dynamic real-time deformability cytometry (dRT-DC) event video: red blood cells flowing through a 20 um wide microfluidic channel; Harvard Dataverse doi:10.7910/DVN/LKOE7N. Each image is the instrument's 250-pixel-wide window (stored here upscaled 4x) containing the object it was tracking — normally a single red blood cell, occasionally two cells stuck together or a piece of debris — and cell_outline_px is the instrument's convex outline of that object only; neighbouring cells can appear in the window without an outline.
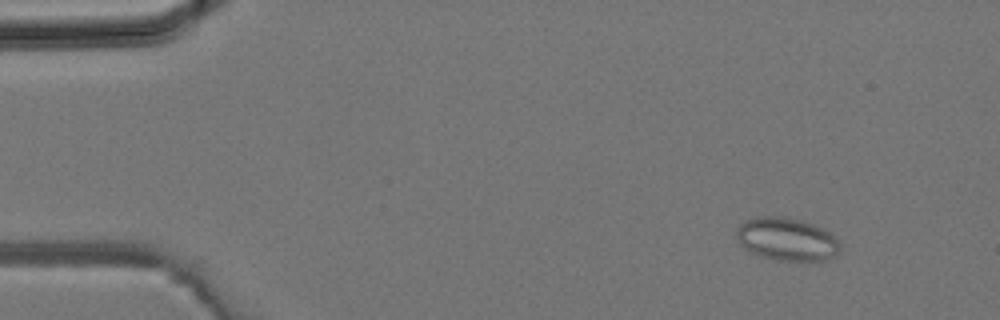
{"species": "common noctule bat (a hibernating species)", "species_latin": "Nyctalus noctula", "temperature_condition": "room temperature", "stored_images_in_passage": 3, "camera_frame_rate_fps": 3000, "um_per_image_px": 0.085, "animal": {"sex": "male", "body_mass_g": 19.2, "forearm_length_mm": 51.8}, "frame": {"image": 1, "passage_image": 1, "time_ms": 0.0, "image_size_px": [1000, 320], "cell_outline_px": [[840, 248], [836, 256], [824, 260], [780, 260], [764, 256], [752, 252], [744, 248], [740, 244], [736, 236], [736, 228], [744, 220], [752, 216], [788, 216], [824, 228], [840, 244]], "centroid_in_image_um": [66.84, 20.3], "position_along_channel_um": 18.2, "area_um2": 25.89}}